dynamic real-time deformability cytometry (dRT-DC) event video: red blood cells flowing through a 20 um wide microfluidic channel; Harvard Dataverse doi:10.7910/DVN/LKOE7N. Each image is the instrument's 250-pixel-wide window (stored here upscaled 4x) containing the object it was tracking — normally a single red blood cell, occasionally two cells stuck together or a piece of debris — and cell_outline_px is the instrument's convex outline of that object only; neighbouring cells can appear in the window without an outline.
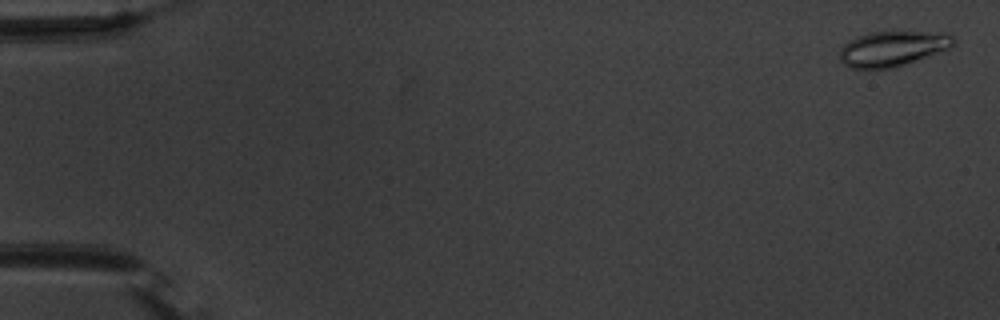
{"species": "common noctule bat (a hibernating species)", "species_latin": "Nyctalus noctula", "temperature_condition": "warm", "stored_images_in_passage": 55, "camera_frame_rate_fps": 3000, "um_per_image_px": 0.085, "animal": {"sex": "male", "body_mass_g": 20.1, "forearm_length_mm": 53.5}, "frame": {"image": 1, "passage_image": 2, "time_ms": 0.333, "image_size_px": [1000, 320], "cell_outline_px": [[956, 44], [948, 48], [904, 64], [892, 68], [852, 68], [844, 64], [840, 60], [840, 48], [848, 40], [856, 36], [872, 32], [944, 32], [952, 36], [956, 40]], "centroid_in_image_um": [75.84, 4.11], "position_along_channel_um": 9.2, "area_um2": 23.06}}
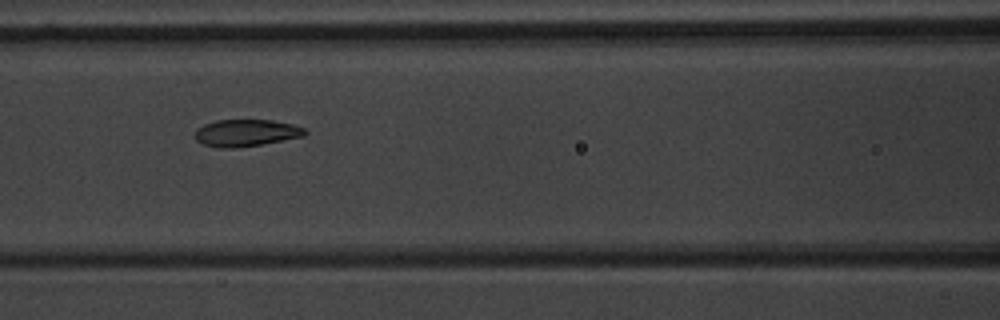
{"frame": {"image": 2, "passage_image": 25, "time_ms": 8.0, "image_size_px": [1000, 320], "cell_outline_px": [[308, 132], [304, 136], [260, 144], [232, 148], [220, 148], [204, 144], [196, 140], [192, 136], [196, 128], [204, 124], [216, 120], [272, 120], [292, 124], [304, 128]], "centroid_in_image_um": [20.87, 11.29], "position_along_channel_um": 145.7, "area_um2": 17.28}}
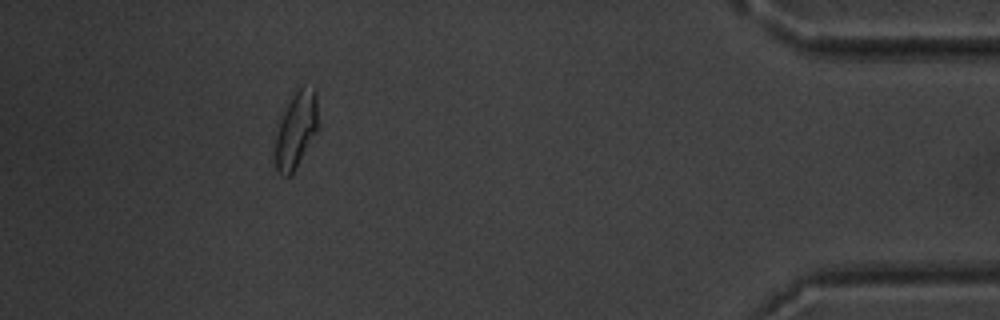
{"frame": {"image": 3, "passage_image": 50, "time_ms": 16.333, "image_size_px": [1000, 320], "cell_outline_px": [[320, 128], [292, 172], [288, 176], [280, 176], [276, 168], [276, 120], [292, 92], [300, 84], [304, 84], [316, 88]], "centroid_in_image_um": [25.18, 10.88], "position_along_channel_um": 410.0, "area_um2": 20.17}, "authors_computed_cell_mechanics": {"area_um2": 18.6694, "velocity_mm_per_s": 3.7866, "shape_relaxation_time_tau1_ms": 3.1557, "shape_relaxation_time_tau2_ms": 1.5615, "deformation_change_tau1": 0.1373, "deformation_change_tau2": 0.0612}}